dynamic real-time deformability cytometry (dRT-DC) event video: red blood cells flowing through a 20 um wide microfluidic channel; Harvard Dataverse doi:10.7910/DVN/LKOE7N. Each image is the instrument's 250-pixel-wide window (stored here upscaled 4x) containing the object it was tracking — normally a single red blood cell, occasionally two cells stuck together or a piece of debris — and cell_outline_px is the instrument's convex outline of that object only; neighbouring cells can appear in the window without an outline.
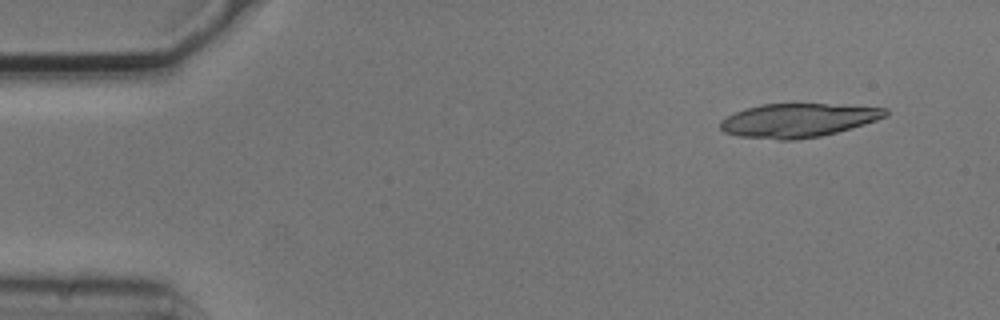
{"species": "common noctule bat (a hibernating species)", "species_latin": "Nyctalus noctula", "temperature_condition": "cold", "stored_images_in_passage": 5, "segment_of_instrument_passage": [1, 2], "camera_frame_rate_fps": 3000, "um_per_image_px": 0.085, "animal": {"sex": "male", "body_mass_g": 20.5, "forearm_length_mm": 52.5}, "frame": {"image": 1, "passage_image": 1, "time_ms": 0.0, "image_size_px": [1000, 320], "cell_outline_px": [[888, 116], [864, 124], [836, 132], [820, 136], [796, 140], [780, 140], [740, 136], [724, 132], [720, 128], [720, 120], [744, 108], [760, 104], [824, 104], [888, 108]], "centroid_in_image_um": [67.81, 10.23], "position_along_channel_um": 17.2, "area_um2": 32.31}}